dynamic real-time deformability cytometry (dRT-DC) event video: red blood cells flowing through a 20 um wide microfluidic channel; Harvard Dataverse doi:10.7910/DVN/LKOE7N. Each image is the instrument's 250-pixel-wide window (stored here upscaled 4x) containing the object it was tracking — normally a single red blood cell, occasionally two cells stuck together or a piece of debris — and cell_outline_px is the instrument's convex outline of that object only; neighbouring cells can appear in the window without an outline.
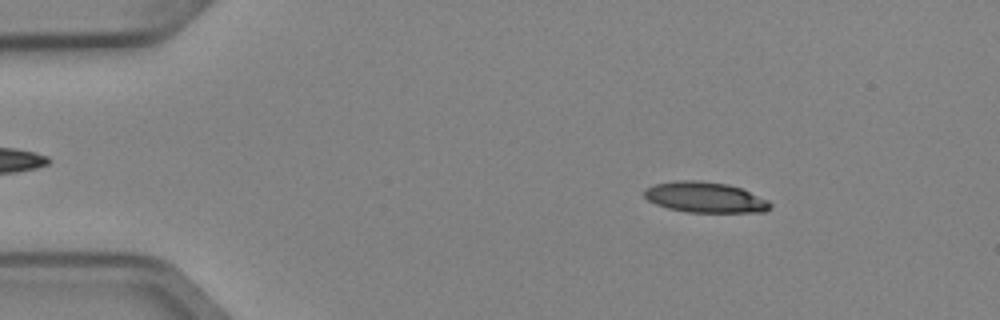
{"species": "Egyptian fruit bat (a non-hibernating species)", "species_latin": "Rousettus aegyptiacus", "temperature_condition": "cold", "stored_images_in_passage": 51, "camera_frame_rate_fps": 3000, "um_per_image_px": 0.085, "animal": {"sex": "female"}, "frame": {"image": 1, "passage_image": 7, "time_ms": 2.0, "image_size_px": [1000, 320], "cell_outline_px": [[772, 204], [764, 212], [688, 212], [668, 208], [656, 204], [648, 200], [644, 196], [644, 188], [652, 184], [676, 180], [700, 180], [728, 184], [740, 188], [768, 200]], "centroid_in_image_um": [59.88, 16.76], "position_along_channel_um": 25.1, "area_um2": 22.48}}
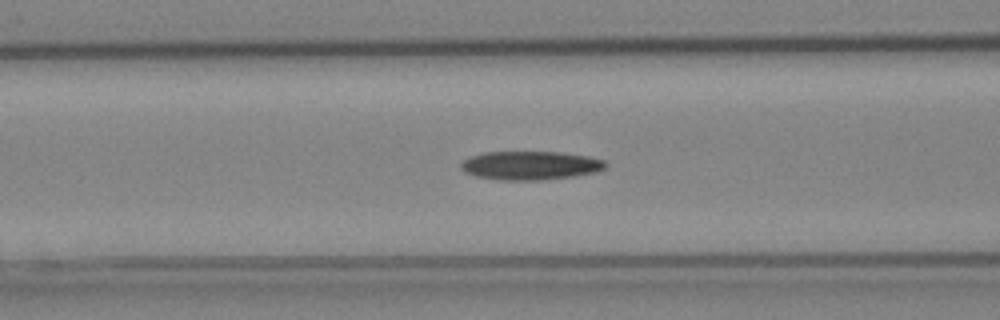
{"frame": {"image": 2, "passage_image": 20, "time_ms": 6.333, "image_size_px": [1000, 320], "cell_outline_px": [[608, 164], [604, 168], [596, 172], [572, 176], [540, 180], [500, 180], [476, 176], [464, 172], [460, 168], [460, 164], [464, 160], [472, 156], [488, 152], [556, 152], [588, 156], [604, 160]], "centroid_in_image_um": [45.07, 14.07], "position_along_channel_um": 121.5, "area_um2": 23.99}}
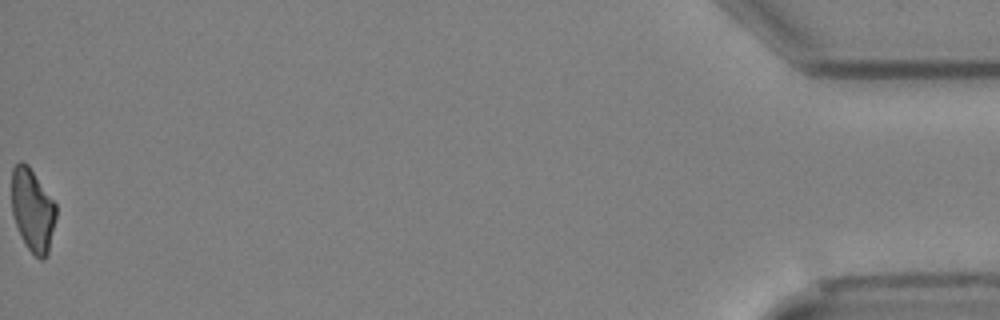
{"frame": {"image": 3, "passage_image": 51, "time_ms": 16.667, "image_size_px": [1000, 320], "cell_outline_px": [[56, 216], [48, 256], [44, 260], [40, 260], [28, 248], [16, 224], [12, 212], [12, 168], [20, 160], [28, 164], [56, 204]], "centroid_in_image_um": [2.78, 17.85], "position_along_channel_um": 432.4, "area_um2": 21.33}}